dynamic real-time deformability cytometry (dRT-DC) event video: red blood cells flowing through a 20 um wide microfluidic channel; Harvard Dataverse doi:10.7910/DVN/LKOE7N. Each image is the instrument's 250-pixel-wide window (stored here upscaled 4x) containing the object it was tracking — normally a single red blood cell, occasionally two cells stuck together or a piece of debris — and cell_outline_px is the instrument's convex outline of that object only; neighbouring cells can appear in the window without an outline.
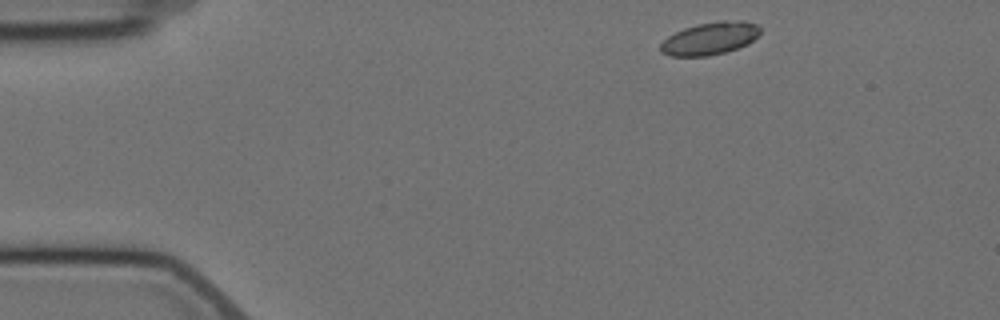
{"species": "Egyptian fruit bat (a non-hibernating species)", "species_latin": "Rousettus aegyptiacus", "temperature_condition": "cold", "stored_images_in_passage": 4, "camera_frame_rate_fps": 3000, "um_per_image_px": 0.085, "animal": {"sex": "female"}, "frame": {"image": 1, "passage_image": 1, "time_ms": 0.0, "image_size_px": [1000, 320], "cell_outline_px": [[760, 32], [748, 44], [724, 52], [708, 56], [668, 56], [660, 52], [660, 44], [668, 36], [684, 28], [700, 24], [720, 20], [744, 20], [756, 24], [760, 28]], "centroid_in_image_um": [60.33, 3.27], "position_along_channel_um": 24.7, "area_um2": 18.84}}
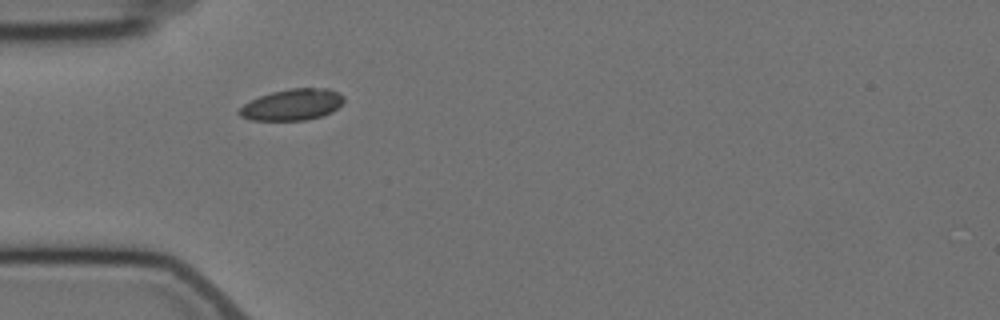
{"frame": {"image": 2, "passage_image": 3, "time_ms": 3.0, "image_size_px": [1000, 320], "cell_outline_px": [[344, 100], [332, 112], [320, 116], [304, 120], [252, 120], [240, 116], [236, 112], [244, 104], [260, 96], [272, 92], [288, 88], [328, 88], [344, 96]], "centroid_in_image_um": [24.82, 8.89], "position_along_channel_um": 60.2, "area_um2": 18.9}}
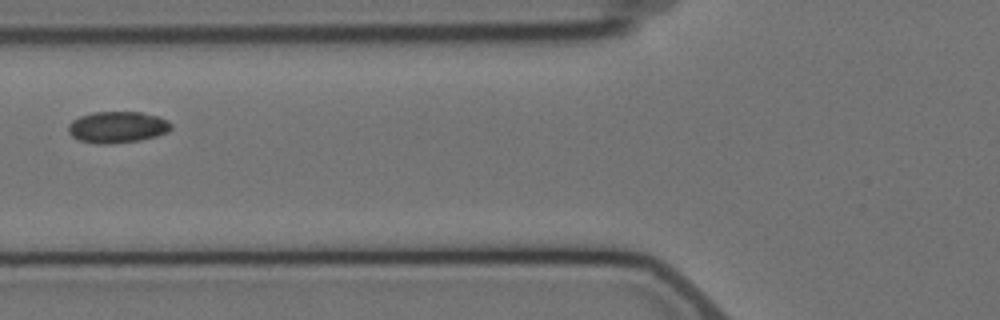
{"frame": {"image": 3, "passage_image": 4, "time_ms": 4.667, "image_size_px": [1000, 320], "cell_outline_px": [[172, 128], [168, 132], [156, 136], [140, 140], [112, 144], [96, 144], [80, 140], [72, 136], [68, 132], [68, 124], [72, 120], [80, 116], [92, 112], [140, 112], [156, 116], [168, 120], [172, 124]], "centroid_in_image_um": [9.97, 10.81], "position_along_channel_um": 115.8, "area_um2": 18.96}}